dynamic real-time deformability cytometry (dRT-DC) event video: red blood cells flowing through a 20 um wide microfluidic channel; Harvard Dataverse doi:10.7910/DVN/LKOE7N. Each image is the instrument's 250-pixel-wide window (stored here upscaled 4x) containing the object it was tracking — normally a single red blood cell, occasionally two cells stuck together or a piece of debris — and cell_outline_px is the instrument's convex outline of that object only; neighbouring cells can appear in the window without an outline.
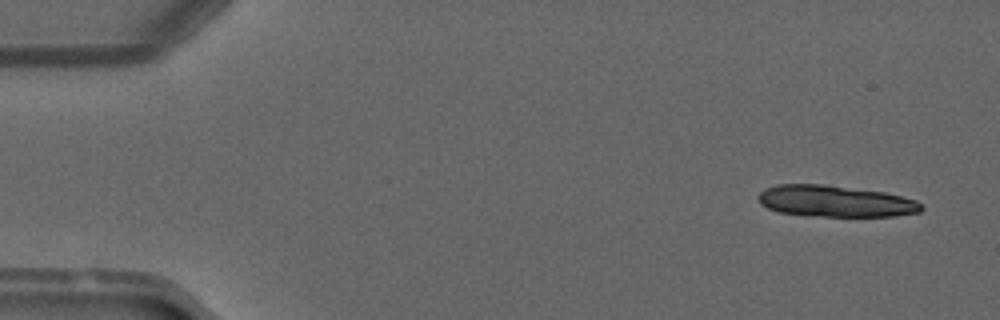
{"species": "common noctule bat (a hibernating species)", "species_latin": "Nyctalus noctula", "temperature_condition": "warm", "stored_images_in_passage": 14, "camera_frame_rate_fps": 3000, "um_per_image_px": 0.085, "animal": {"sex": "male", "forearm_length_mm": 52.5}, "frame": {"image": 1, "passage_image": 3, "time_ms": 0.667, "image_size_px": [1000, 320], "cell_outline_px": [[924, 208], [920, 212], [896, 216], [804, 216], [780, 212], [768, 208], [760, 204], [756, 196], [764, 188], [776, 184], [820, 184], [884, 192], [916, 200]], "centroid_in_image_um": [70.94, 17.11], "position_along_channel_um": 14.1, "area_um2": 30.0}}